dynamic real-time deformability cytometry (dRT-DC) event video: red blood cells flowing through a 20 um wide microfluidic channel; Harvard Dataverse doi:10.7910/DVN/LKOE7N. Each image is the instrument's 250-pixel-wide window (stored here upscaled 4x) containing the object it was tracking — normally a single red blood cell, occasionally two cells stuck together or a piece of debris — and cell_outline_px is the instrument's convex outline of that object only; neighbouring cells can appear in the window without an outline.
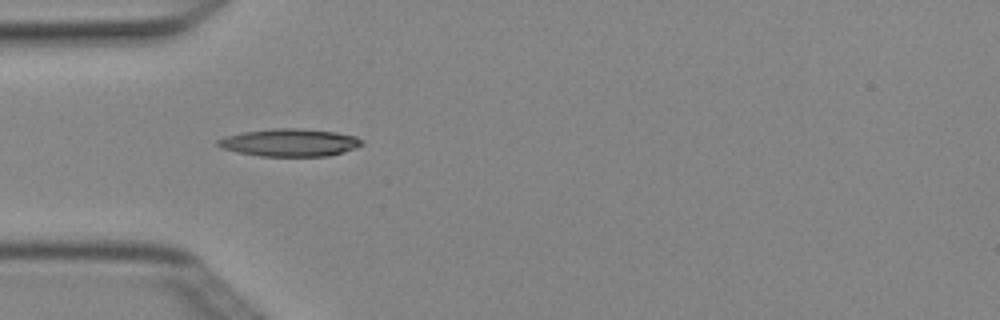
{"species": "Egyptian fruit bat (a non-hibernating species)", "species_latin": "Rousettus aegyptiacus", "temperature_condition": "cold", "stored_images_in_passage": 5, "camera_frame_rate_fps": 3000, "um_per_image_px": 0.085, "animal": {"sex": "female"}, "frame": {"image": 1, "passage_image": 4, "time_ms": 1.0, "image_size_px": [1000, 320], "cell_outline_px": [[364, 144], [356, 148], [344, 152], [328, 156], [260, 156], [236, 152], [220, 148], [216, 144], [216, 140], [224, 136], [244, 132], [272, 128], [300, 128], [336, 132], [356, 136], [364, 140]], "centroid_in_image_um": [24.63, 12.12], "position_along_channel_um": 60.4, "area_um2": 23.47}}
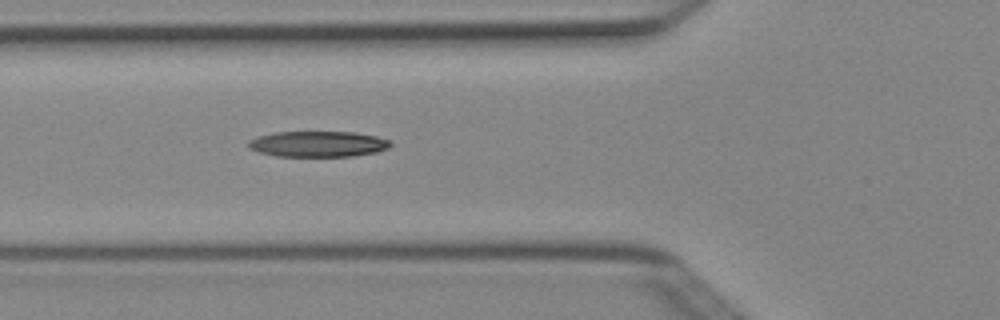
{"frame": {"image": 2, "passage_image": 5, "time_ms": 1.333, "image_size_px": [1000, 320], "cell_outline_px": [[392, 144], [388, 148], [376, 152], [352, 156], [276, 156], [260, 152], [248, 148], [248, 140], [256, 136], [272, 132], [352, 132], [376, 136], [392, 140]], "centroid_in_image_um": [27.02, 12.23], "position_along_channel_um": 98.8, "area_um2": 21.44}}